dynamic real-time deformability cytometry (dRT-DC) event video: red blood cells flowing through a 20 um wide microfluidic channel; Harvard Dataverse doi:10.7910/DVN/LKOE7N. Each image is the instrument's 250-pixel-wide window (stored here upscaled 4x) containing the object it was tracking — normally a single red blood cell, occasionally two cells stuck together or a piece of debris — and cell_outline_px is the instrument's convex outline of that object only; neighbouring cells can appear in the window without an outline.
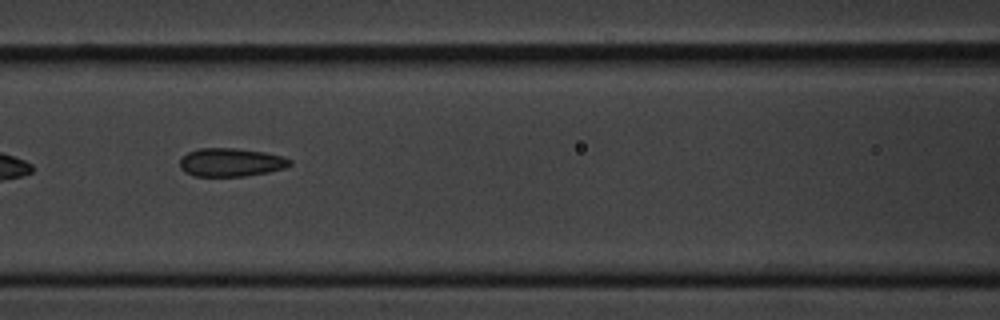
{"species": "common noctule bat (a hibernating species)", "species_latin": "Nyctalus noctula", "temperature_condition": "cold", "stored_images_in_passage": 15, "camera_frame_rate_fps": 3000, "um_per_image_px": 0.085, "animal": {"sex": "male", "body_mass_g": 20.1, "forearm_length_mm": 53.5}, "frame": {"image": 1, "passage_image": 7, "time_ms": 7.667, "image_size_px": [1000, 320], "cell_outline_px": [[292, 164], [284, 168], [268, 172], [244, 176], [192, 176], [184, 172], [180, 168], [180, 160], [188, 152], [200, 148], [236, 148], [264, 152], [284, 156], [292, 160]], "centroid_in_image_um": [19.63, 13.8], "position_along_channel_um": 147.0, "area_um2": 18.26}}
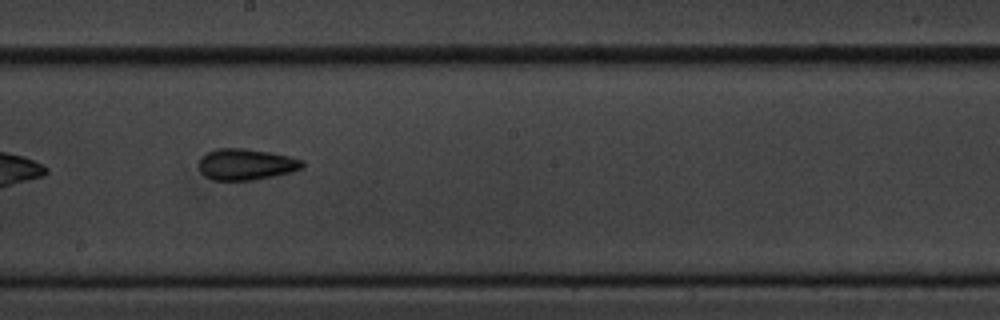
{"frame": {"image": 2, "passage_image": 9, "time_ms": 10.0, "image_size_px": [1000, 320], "cell_outline_px": [[304, 168], [292, 172], [256, 180], [212, 180], [204, 176], [200, 172], [200, 160], [208, 152], [216, 148], [244, 148], [272, 152], [304, 160]], "centroid_in_image_um": [20.96, 13.97], "position_along_channel_um": 227.2, "area_um2": 19.02}}
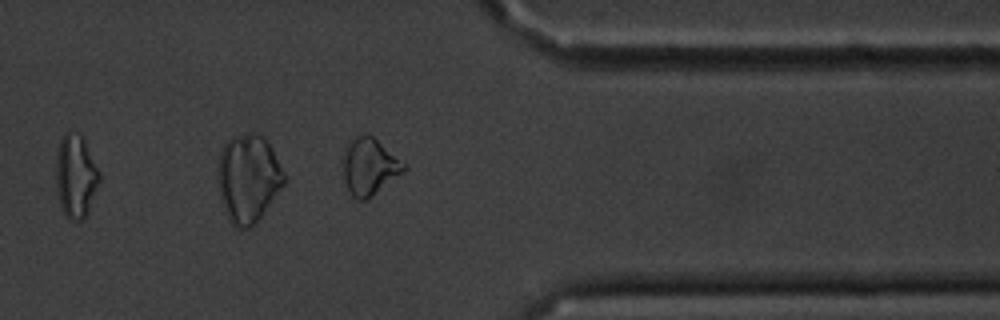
{"frame": {"image": 3, "passage_image": 13, "time_ms": 14.667, "image_size_px": [1000, 320], "cell_outline_px": [[408, 168], [404, 172], [368, 200], [356, 200], [352, 196], [344, 180], [340, 156], [348, 140], [356, 132], [368, 132], [408, 164]], "centroid_in_image_um": [31.37, 14.09], "position_along_channel_um": 380.0, "area_um2": 21.44}, "authors_computed_cell_mechanics": {"area_um2": 18.7272, "velocity_mm_per_s": 3.4378, "shape_relaxation_time_tau1_ms": 3.2914, "shape_relaxation_time_tau2_ms": 5.3175, "deformation_change_tau1": 0.1173, "deformation_change_tau2": 0.0805}}